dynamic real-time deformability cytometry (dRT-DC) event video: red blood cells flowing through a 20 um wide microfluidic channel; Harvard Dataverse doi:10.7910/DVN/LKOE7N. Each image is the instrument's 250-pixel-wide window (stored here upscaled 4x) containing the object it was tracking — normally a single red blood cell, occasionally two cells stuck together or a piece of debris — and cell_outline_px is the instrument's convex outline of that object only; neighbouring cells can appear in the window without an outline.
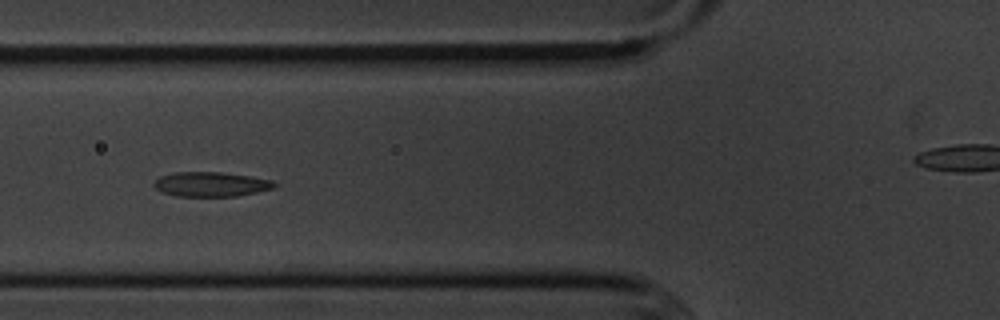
{"species": "common noctule bat (a hibernating species)", "species_latin": "Nyctalus noctula", "temperature_condition": "cold", "stored_images_in_passage": 15, "camera_frame_rate_fps": 3000, "um_per_image_px": 0.085, "animal": {"sex": "male", "body_mass_g": 20.1, "forearm_length_mm": 53.5}, "frame": {"image": 1, "passage_image": 5, "time_ms": 5.333, "image_size_px": [1000, 320], "cell_outline_px": [[276, 188], [236, 196], [176, 196], [164, 192], [156, 188], [152, 184], [160, 176], [172, 172], [224, 172], [272, 180], [276, 184]], "centroid_in_image_um": [17.93, 15.65], "position_along_channel_um": 107.9, "area_um2": 17.22}}
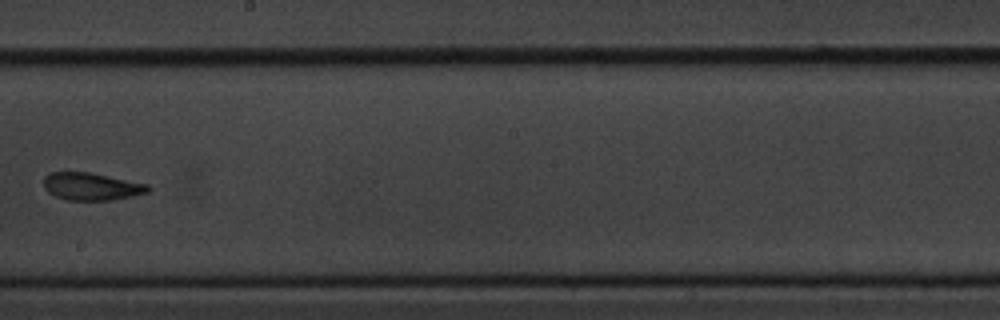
{"frame": {"image": 2, "passage_image": 8, "time_ms": 9.0, "image_size_px": [1000, 320], "cell_outline_px": [[152, 188], [148, 192], [132, 196], [112, 200], [68, 200], [56, 196], [48, 192], [44, 188], [44, 176], [48, 172], [88, 172], [148, 184]], "centroid_in_image_um": [7.77, 15.85], "position_along_channel_um": 240.4, "area_um2": 16.7}}
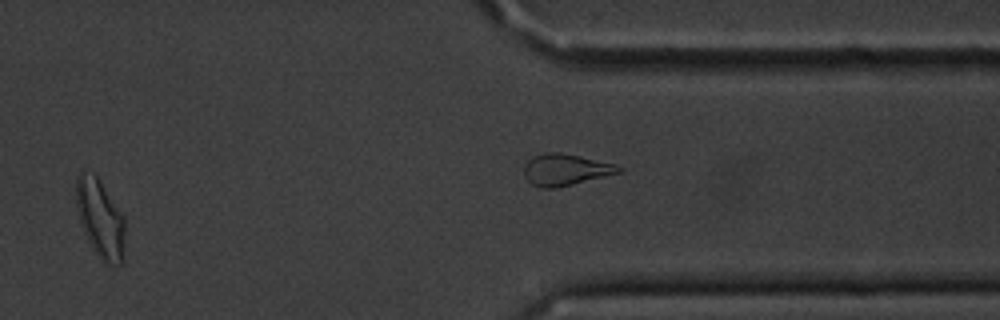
{"frame": {"image": 3, "passage_image": 12, "time_ms": 14.667, "image_size_px": [1000, 320], "cell_outline_px": [[124, 264], [104, 264], [100, 260], [92, 248], [84, 232], [76, 208], [76, 176], [80, 172], [92, 172], [100, 180], [124, 216]], "centroid_in_image_um": [8.53, 18.6], "position_along_channel_um": 402.9, "area_um2": 22.54}, "authors_computed_cell_mechanics": {"area_um2": 17.629, "velocity_mm_per_s": 3.6214, "shape_relaxation_time_tau1_ms": null, "shape_relaxation_time_tau2_ms": 7.522, "deformation_change_tau1": null, "deformation_change_tau2": 0.1271}}